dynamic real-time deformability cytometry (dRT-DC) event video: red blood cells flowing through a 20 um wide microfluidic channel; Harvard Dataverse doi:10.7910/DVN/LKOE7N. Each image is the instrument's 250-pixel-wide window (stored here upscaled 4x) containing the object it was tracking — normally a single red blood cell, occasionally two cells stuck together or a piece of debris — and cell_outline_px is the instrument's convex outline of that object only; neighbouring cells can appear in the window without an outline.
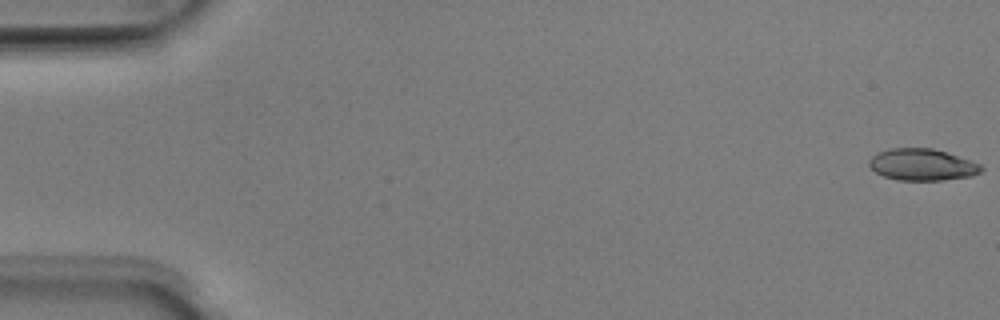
{"species": "Egyptian fruit bat (a non-hibernating species)", "species_latin": "Rousettus aegyptiacus", "temperature_condition": "room temperature", "stored_images_in_passage": 49, "camera_frame_rate_fps": 3000, "um_per_image_px": 0.085, "animal": {"sex": "male"}, "frame": {"image": 1, "passage_image": 1, "time_ms": 0.0, "image_size_px": [1000, 320], "cell_outline_px": [[984, 168], [980, 172], [972, 176], [944, 180], [896, 180], [884, 176], [876, 172], [868, 164], [868, 160], [872, 156], [888, 148], [932, 148], [948, 152], [980, 164]], "centroid_in_image_um": [78.39, 13.99], "position_along_channel_um": 6.6, "area_um2": 20.75}}
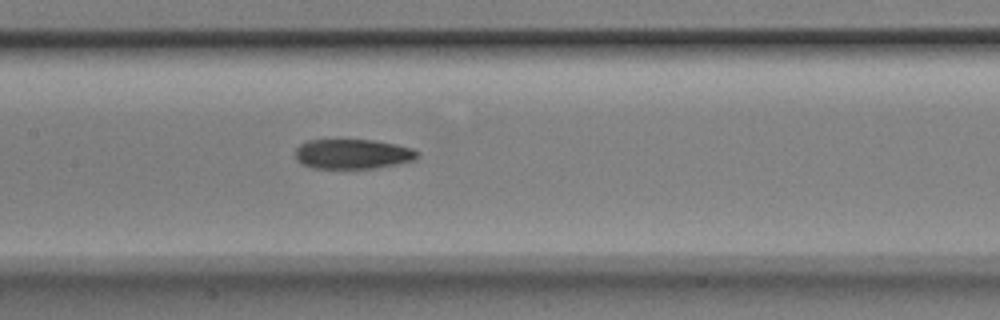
{"frame": {"image": 2, "passage_image": 25, "time_ms": 8.0, "image_size_px": [1000, 320], "cell_outline_px": [[420, 156], [416, 160], [396, 164], [372, 168], [312, 168], [300, 164], [296, 160], [296, 148], [300, 144], [308, 140], [372, 140], [396, 144], [412, 148], [420, 152]], "centroid_in_image_um": [29.99, 13.09], "position_along_channel_um": 177.4, "area_um2": 21.33}}
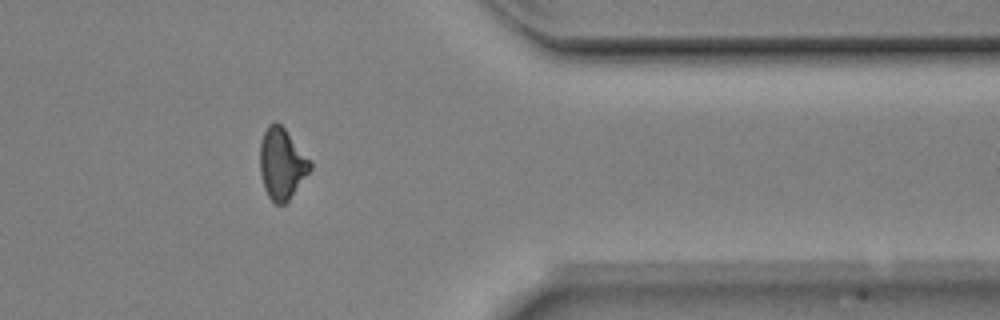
{"frame": {"image": 3, "passage_image": 42, "time_ms": 13.667, "image_size_px": [1000, 320], "cell_outline_px": [[312, 168], [288, 200], [284, 204], [276, 204], [268, 196], [264, 188], [260, 176], [260, 140], [268, 124], [276, 120], [284, 128], [312, 160]], "centroid_in_image_um": [23.95, 13.88], "position_along_channel_um": 387.4, "area_um2": 20.92}, "authors_computed_cell_mechanics": {"area_um2": 21.2126, "velocity_mm_per_s": 3.987, "shape_relaxation_time_tau1_ms": 5.412, "shape_relaxation_time_tau2_ms": 8.2985, "deformation_change_tau1": 0.1662, "deformation_change_tau2": 0.1736}}